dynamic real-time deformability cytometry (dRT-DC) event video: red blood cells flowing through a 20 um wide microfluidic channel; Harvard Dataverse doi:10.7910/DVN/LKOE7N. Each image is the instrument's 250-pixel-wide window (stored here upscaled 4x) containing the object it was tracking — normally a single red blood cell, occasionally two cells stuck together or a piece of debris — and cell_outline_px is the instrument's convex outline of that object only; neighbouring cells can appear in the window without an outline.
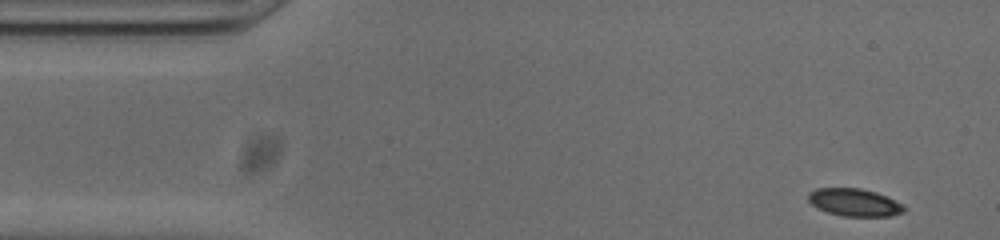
{"species": "common noctule bat (a hibernating species)", "species_latin": "Nyctalus noctula", "temperature_condition": "cold", "stored_images_in_passage": 50, "camera_frame_rate_fps": 3000, "um_per_image_px": 0.085, "animal": {"sex": "male", "body_mass_g": 20.0, "forearm_length_mm": 53.3}, "frame": {"image": 1, "passage_image": 1, "time_ms": 0.0, "image_size_px": [1000, 240], "cell_outline_px": [[904, 212], [888, 216], [844, 216], [828, 212], [816, 208], [808, 200], [808, 192], [816, 188], [860, 188], [876, 192], [888, 196], [904, 204]], "centroid_in_image_um": [72.63, 17.19], "position_along_channel_um": 12.4, "area_um2": 15.49}}
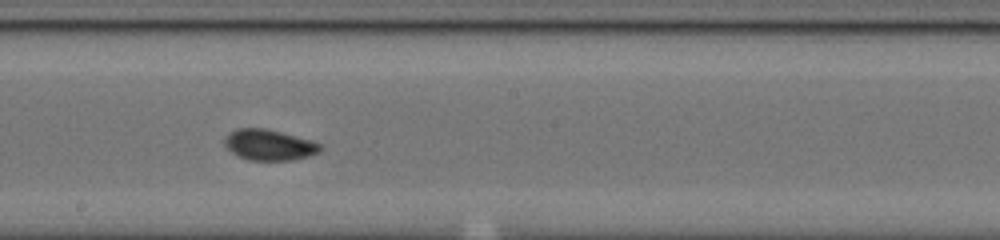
{"frame": {"image": 2, "passage_image": 25, "time_ms": 8.0, "image_size_px": [1000, 240], "cell_outline_px": [[324, 148], [320, 152], [308, 156], [292, 160], [248, 160], [232, 152], [224, 144], [224, 136], [228, 132], [236, 128], [268, 128], [312, 140], [320, 144]], "centroid_in_image_um": [22.89, 12.3], "position_along_channel_um": 225.3, "area_um2": 17.4}}
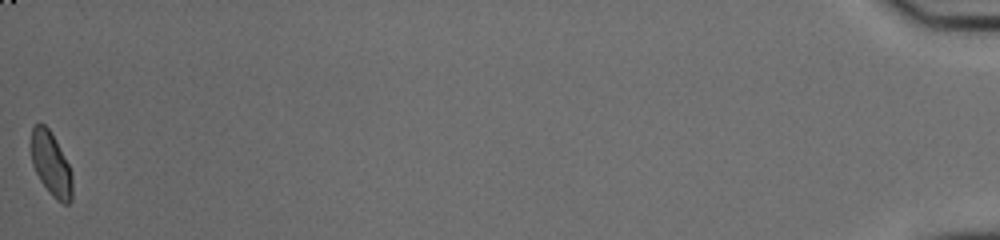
{"frame": {"image": 3, "passage_image": 50, "time_ms": 16.333, "image_size_px": [1000, 240], "cell_outline_px": [[72, 200], [68, 204], [64, 204], [56, 200], [48, 192], [40, 180], [32, 164], [32, 128], [36, 124], [44, 124], [48, 128], [68, 164], [72, 172]], "centroid_in_image_um": [4.35, 14.01], "position_along_channel_um": 430.8, "area_um2": 15.03}, "authors_computed_cell_mechanics": {"area_um2": 16.2707, "velocity_mm_per_s": 3.8244, "shape_relaxation_time_tau1_ms": 5.0713, "shape_relaxation_time_tau2_ms": 0.841, "deformation_change_tau1": 0.1481, "deformation_change_tau2": 0.045}}